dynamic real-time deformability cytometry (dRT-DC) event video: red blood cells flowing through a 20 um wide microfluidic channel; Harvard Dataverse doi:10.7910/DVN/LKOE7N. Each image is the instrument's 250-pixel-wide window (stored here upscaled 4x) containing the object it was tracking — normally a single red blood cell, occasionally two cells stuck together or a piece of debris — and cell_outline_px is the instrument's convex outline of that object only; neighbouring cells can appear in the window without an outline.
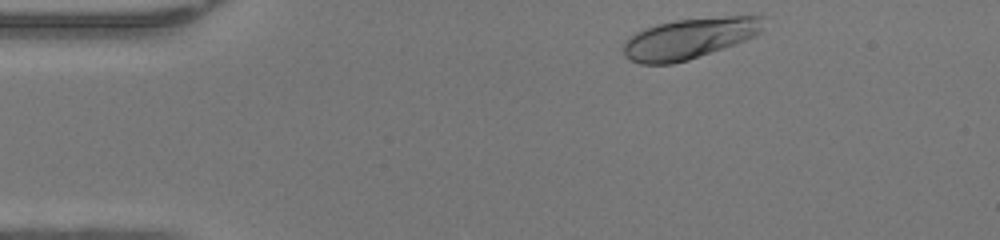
{"species": "human", "species_latin": "Homo sapiens", "temperature_condition": "warm", "stored_images_in_passage": 38, "camera_frame_rate_fps": 3000, "um_per_image_px": 0.085, "donor": {"sex": "female"}, "frame": {"image": 1, "passage_image": 1, "time_ms": 0.0, "image_size_px": [1000, 240], "cell_outline_px": [[764, 28], [756, 36], [736, 44], [688, 60], [672, 64], [640, 64], [624, 56], [624, 40], [628, 36], [644, 28], [676, 20], [724, 16], [764, 16]], "centroid_in_image_um": [58.61, 3.27], "position_along_channel_um": 26.4, "area_um2": 33.35}}
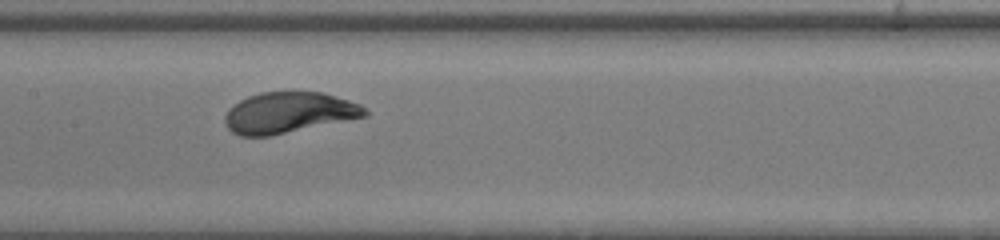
{"frame": {"image": 2, "passage_image": 17, "time_ms": 5.333, "image_size_px": [1000, 240], "cell_outline_px": [[368, 116], [268, 136], [240, 136], [232, 132], [228, 128], [224, 120], [224, 116], [228, 108], [240, 100], [248, 96], [260, 92], [320, 92], [348, 100], [360, 104], [368, 112]], "centroid_in_image_um": [24.51, 9.57], "position_along_channel_um": 182.9, "area_um2": 33.18}}
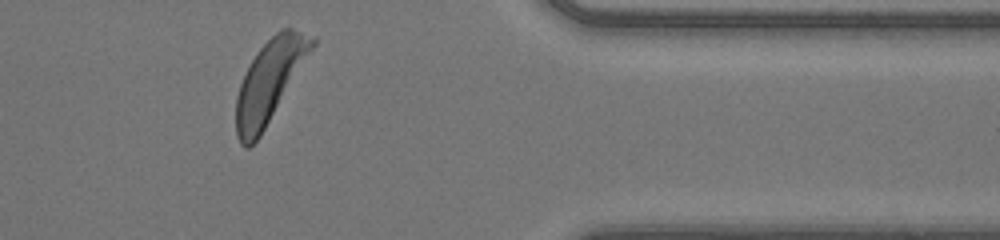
{"frame": {"image": 3, "passage_image": 33, "time_ms": 10.667, "image_size_px": [1000, 240], "cell_outline_px": [[316, 44], [260, 136], [248, 148], [244, 148], [240, 144], [236, 136], [236, 96], [240, 84], [252, 60], [260, 48], [280, 28], [292, 28], [316, 36]], "centroid_in_image_um": [22.92, 6.89], "position_along_channel_um": 388.5, "area_um2": 35.84}, "authors_computed_cell_mechanics": {"area_um2": 34.0153, "velocity_mm_per_s": 4.2545, "shape_relaxation_time_tau1_ms": 2.9362, "shape_relaxation_time_tau2_ms": null, "deformation_change_tau1": 0.1724, "deformation_change_tau2": null}}